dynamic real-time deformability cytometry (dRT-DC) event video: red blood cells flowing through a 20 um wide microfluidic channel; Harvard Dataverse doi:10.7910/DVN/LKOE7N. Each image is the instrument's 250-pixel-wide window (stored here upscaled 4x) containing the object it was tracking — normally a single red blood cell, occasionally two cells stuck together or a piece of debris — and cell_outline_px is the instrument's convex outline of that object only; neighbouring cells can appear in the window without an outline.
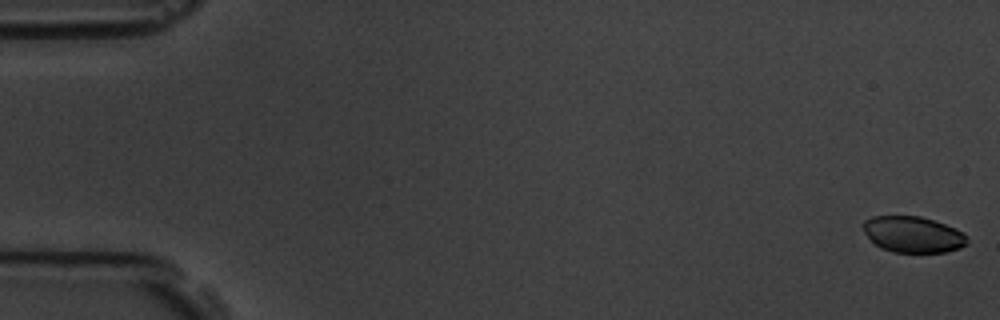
{"species": "common noctule bat (a hibernating species)", "species_latin": "Nyctalus noctula", "temperature_condition": "room temperature", "stored_images_in_passage": 58, "camera_frame_rate_fps": 3000, "um_per_image_px": 0.085, "animal": {"sex": "male", "body_mass_g": 19.5, "forearm_length_mm": 54.6}, "frame": {"image": 1, "passage_image": 1, "time_ms": 0.0, "image_size_px": [1000, 320], "cell_outline_px": [[968, 244], [960, 248], [944, 252], [892, 252], [880, 248], [864, 232], [864, 220], [872, 216], [920, 216], [956, 228], [964, 232], [968, 236]], "centroid_in_image_um": [77.64, 19.93], "position_along_channel_um": 7.4, "area_um2": 21.91}}
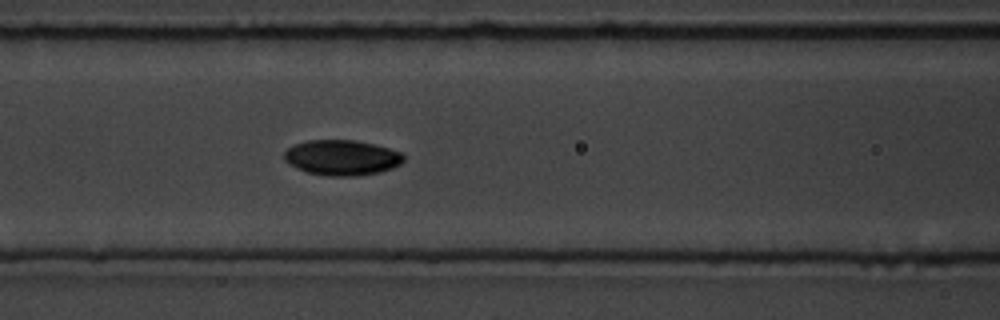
{"frame": {"image": 2, "passage_image": 25, "time_ms": 8.0, "image_size_px": [1000, 320], "cell_outline_px": [[404, 160], [400, 164], [392, 168], [380, 172], [356, 176], [328, 176], [308, 172], [296, 168], [288, 164], [284, 160], [284, 152], [288, 148], [296, 144], [308, 140], [352, 140], [372, 144], [388, 148], [400, 152], [404, 156]], "centroid_in_image_um": [29.04, 13.4], "position_along_channel_um": 137.6, "area_um2": 24.51}}
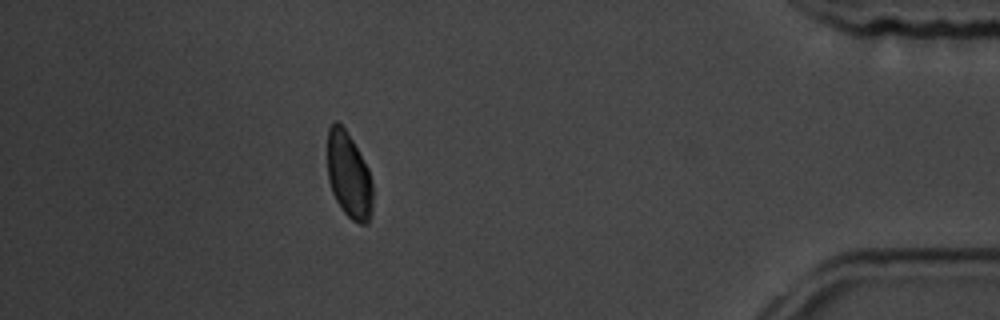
{"frame": {"image": 3, "passage_image": 52, "time_ms": 17.0, "image_size_px": [1000, 320], "cell_outline_px": [[372, 212], [368, 224], [360, 224], [352, 220], [344, 212], [336, 200], [332, 192], [328, 180], [328, 128], [336, 120], [344, 128], [352, 140], [368, 168], [372, 184]], "centroid_in_image_um": [29.65, 14.94], "position_along_channel_um": 405.5, "area_um2": 22.54}, "authors_computed_cell_mechanics": {"area_um2": 23.7269, "velocity_mm_per_s": 3.521, "shape_relaxation_time_tau1_ms": 2.3483, "shape_relaxation_time_tau2_ms": null, "deformation_change_tau1": 0.0974, "deformation_change_tau2": null}}